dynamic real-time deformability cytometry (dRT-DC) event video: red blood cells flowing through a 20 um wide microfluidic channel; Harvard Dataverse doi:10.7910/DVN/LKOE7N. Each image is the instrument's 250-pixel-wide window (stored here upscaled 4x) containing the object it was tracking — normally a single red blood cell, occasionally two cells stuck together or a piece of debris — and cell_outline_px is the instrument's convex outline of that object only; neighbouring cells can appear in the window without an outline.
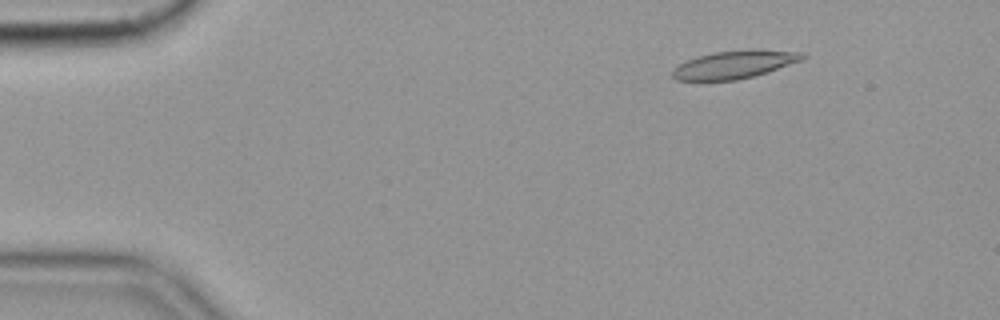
{"species": "common noctule bat (a hibernating species)", "species_latin": "Nyctalus noctula", "temperature_condition": "cold", "stored_images_in_passage": 57, "camera_frame_rate_fps": 3000, "um_per_image_px": 0.085, "animal": {"sex": "female", "body_mass_g": 19.9}, "frame": {"image": 1, "passage_image": 8, "time_ms": 2.333, "image_size_px": [1000, 320], "cell_outline_px": [[808, 56], [800, 60], [752, 76], [736, 80], [676, 80], [672, 76], [672, 68], [688, 60], [712, 52], [752, 48], [756, 48], [804, 52]], "centroid_in_image_um": [62.43, 5.45], "position_along_channel_um": 22.6, "area_um2": 21.04}}
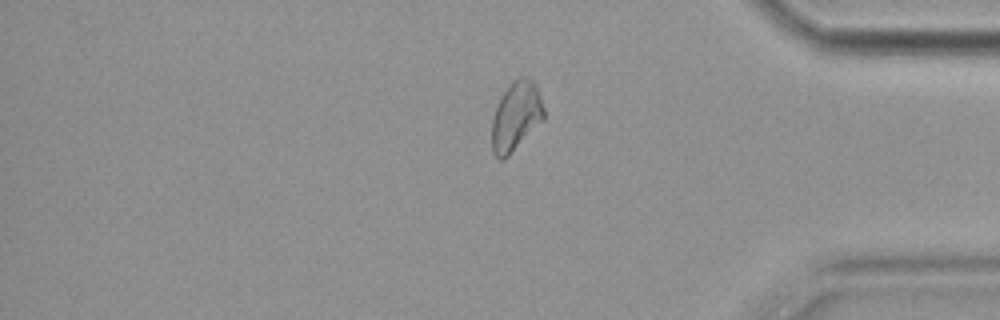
{"frame": {"image": 2, "passage_image": 48, "time_ms": 15.667, "image_size_px": [1000, 320], "cell_outline_px": [[544, 120], [504, 160], [500, 160], [492, 152], [492, 120], [500, 96], [512, 80], [520, 76], [528, 76], [536, 84], [544, 108]], "centroid_in_image_um": [43.86, 9.86], "position_along_channel_um": 391.3, "area_um2": 21.15}}
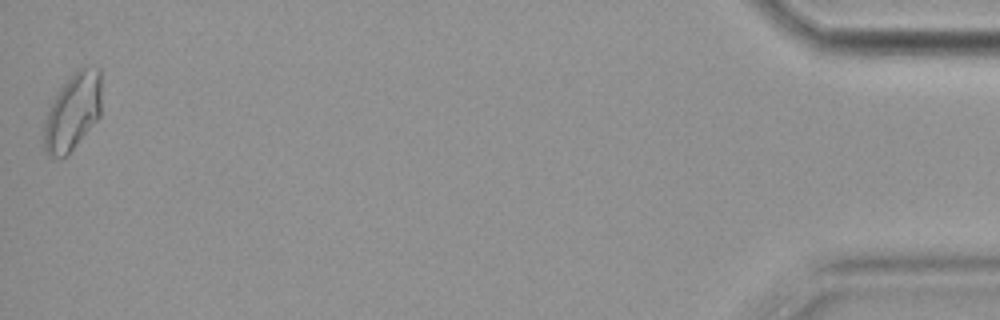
{"frame": {"image": 3, "passage_image": 57, "time_ms": 18.667, "image_size_px": [1000, 320], "cell_outline_px": [[100, 116], [72, 148], [64, 156], [48, 156], [44, 148], [44, 120], [56, 92], [76, 68], [100, 68]], "centroid_in_image_um": [6.16, 9.46], "position_along_channel_um": 429.0, "area_um2": 25.37}, "authors_computed_cell_mechanics": {"area_um2": 21.0392, "velocity_mm_per_s": 3.5327, "shape_relaxation_time_tau1_ms": null, "shape_relaxation_time_tau2_ms": 8.1773, "deformation_change_tau1": null, "deformation_change_tau2": 0.1608}}